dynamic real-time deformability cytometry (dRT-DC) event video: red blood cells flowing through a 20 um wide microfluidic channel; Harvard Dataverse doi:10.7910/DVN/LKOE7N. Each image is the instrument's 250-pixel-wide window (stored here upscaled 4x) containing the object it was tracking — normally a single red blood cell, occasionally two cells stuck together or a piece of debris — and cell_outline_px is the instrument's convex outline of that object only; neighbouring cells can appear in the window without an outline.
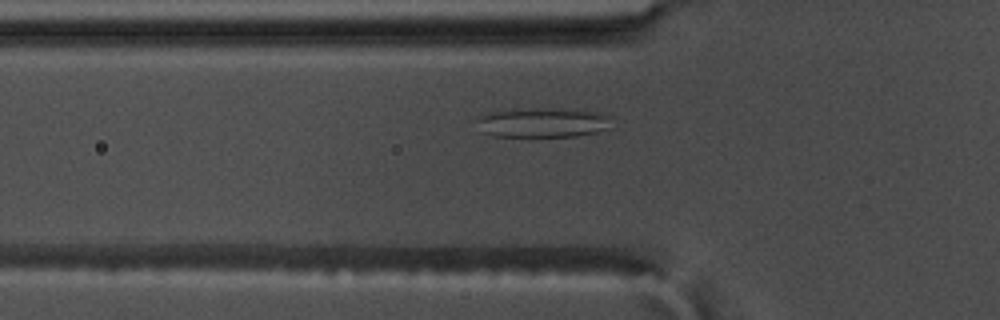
{"species": "common noctule bat (a hibernating species)", "species_latin": "Nyctalus noctula", "temperature_condition": "warm", "stored_images_in_passage": 52, "camera_frame_rate_fps": 3000, "um_per_image_px": 0.085, "animal": {"sex": "male", "body_mass_g": 17.5, "forearm_length_mm": 52.3}, "frame": {"image": 1, "passage_image": 14, "time_ms": 4.333, "image_size_px": [1000, 320], "cell_outline_px": [[612, 128], [596, 132], [576, 136], [492, 136], [480, 132], [476, 120], [476, 116], [488, 112], [512, 108], [548, 108], [596, 112], [612, 116]], "centroid_in_image_um": [46.08, 10.41], "position_along_channel_um": 79.7, "area_um2": 23.81}}
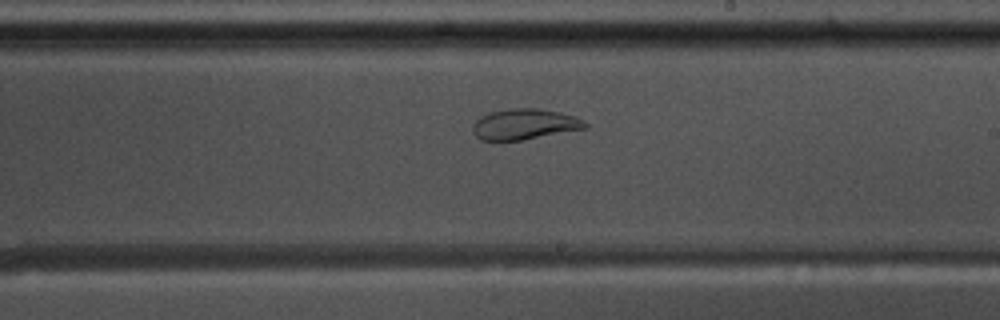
{"frame": {"image": 2, "passage_image": 28, "time_ms": 9.0, "image_size_px": [1000, 320], "cell_outline_px": [[588, 128], [520, 140], [480, 140], [472, 132], [472, 124], [480, 116], [488, 112], [512, 108], [540, 108], [572, 116], [584, 120], [588, 124]], "centroid_in_image_um": [44.54, 10.55], "position_along_channel_um": 244.5, "area_um2": 20.06}}
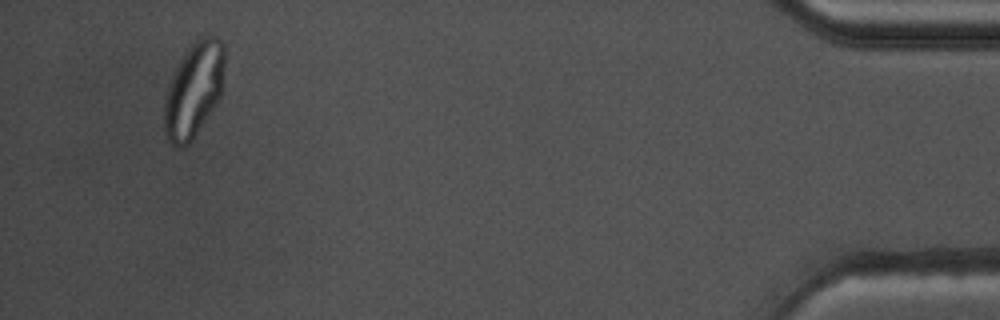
{"frame": {"image": 3, "passage_image": 49, "time_ms": 16.0, "image_size_px": [1000, 320], "cell_outline_px": [[224, 68], [220, 96], [216, 104], [192, 140], [184, 148], [176, 148], [168, 140], [164, 132], [164, 100], [168, 84], [180, 60], [188, 48], [200, 36], [208, 32], [220, 36], [224, 40]], "centroid_in_image_um": [16.48, 7.59], "position_along_channel_um": 418.7, "area_um2": 33.87}}